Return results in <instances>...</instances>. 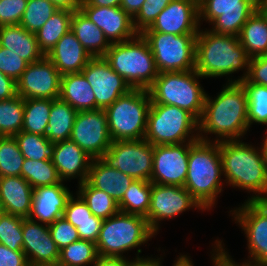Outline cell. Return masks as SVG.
<instances>
[{
	"label": "cell",
	"instance_id": "cell-1",
	"mask_svg": "<svg viewBox=\"0 0 267 266\" xmlns=\"http://www.w3.org/2000/svg\"><path fill=\"white\" fill-rule=\"evenodd\" d=\"M219 91L221 92L214 97L206 93L203 113L199 120V140H246L245 135L247 136L250 130L245 88L241 83H224Z\"/></svg>",
	"mask_w": 267,
	"mask_h": 266
},
{
	"label": "cell",
	"instance_id": "cell-2",
	"mask_svg": "<svg viewBox=\"0 0 267 266\" xmlns=\"http://www.w3.org/2000/svg\"><path fill=\"white\" fill-rule=\"evenodd\" d=\"M252 144L244 140L219 142L223 179L229 188L249 193L245 201H267L265 150L262 142L261 146Z\"/></svg>",
	"mask_w": 267,
	"mask_h": 266
},
{
	"label": "cell",
	"instance_id": "cell-3",
	"mask_svg": "<svg viewBox=\"0 0 267 266\" xmlns=\"http://www.w3.org/2000/svg\"><path fill=\"white\" fill-rule=\"evenodd\" d=\"M249 60L238 36L218 34L207 27L196 35L195 70L204 79L226 77V83H240L248 76ZM240 71L241 76H232Z\"/></svg>",
	"mask_w": 267,
	"mask_h": 266
},
{
	"label": "cell",
	"instance_id": "cell-4",
	"mask_svg": "<svg viewBox=\"0 0 267 266\" xmlns=\"http://www.w3.org/2000/svg\"><path fill=\"white\" fill-rule=\"evenodd\" d=\"M221 178L219 142L196 141L189 149L184 188L208 212L216 207L218 197L226 188Z\"/></svg>",
	"mask_w": 267,
	"mask_h": 266
},
{
	"label": "cell",
	"instance_id": "cell-5",
	"mask_svg": "<svg viewBox=\"0 0 267 266\" xmlns=\"http://www.w3.org/2000/svg\"><path fill=\"white\" fill-rule=\"evenodd\" d=\"M155 236L145 217L119 211L103 220L96 242L97 252L104 257L129 258L128 252L137 249L133 259H146L151 256H140L141 247H146Z\"/></svg>",
	"mask_w": 267,
	"mask_h": 266
},
{
	"label": "cell",
	"instance_id": "cell-6",
	"mask_svg": "<svg viewBox=\"0 0 267 266\" xmlns=\"http://www.w3.org/2000/svg\"><path fill=\"white\" fill-rule=\"evenodd\" d=\"M103 57L132 89L148 90L159 74L151 48L141 33L130 40L112 43Z\"/></svg>",
	"mask_w": 267,
	"mask_h": 266
},
{
	"label": "cell",
	"instance_id": "cell-7",
	"mask_svg": "<svg viewBox=\"0 0 267 266\" xmlns=\"http://www.w3.org/2000/svg\"><path fill=\"white\" fill-rule=\"evenodd\" d=\"M202 78L196 70L159 73L153 85L148 89L151 104L177 106L200 120L206 91L200 84Z\"/></svg>",
	"mask_w": 267,
	"mask_h": 266
},
{
	"label": "cell",
	"instance_id": "cell-8",
	"mask_svg": "<svg viewBox=\"0 0 267 266\" xmlns=\"http://www.w3.org/2000/svg\"><path fill=\"white\" fill-rule=\"evenodd\" d=\"M145 140L156 145L199 140V121L188 111L167 104H150Z\"/></svg>",
	"mask_w": 267,
	"mask_h": 266
},
{
	"label": "cell",
	"instance_id": "cell-9",
	"mask_svg": "<svg viewBox=\"0 0 267 266\" xmlns=\"http://www.w3.org/2000/svg\"><path fill=\"white\" fill-rule=\"evenodd\" d=\"M150 104L148 90L131 89L106 107L104 110L112 141L144 139Z\"/></svg>",
	"mask_w": 267,
	"mask_h": 266
},
{
	"label": "cell",
	"instance_id": "cell-10",
	"mask_svg": "<svg viewBox=\"0 0 267 266\" xmlns=\"http://www.w3.org/2000/svg\"><path fill=\"white\" fill-rule=\"evenodd\" d=\"M239 206V207H238ZM228 212L247 240V259L239 263L233 260L220 239L222 252L233 262L240 265L267 266V201H244ZM225 247V248H224Z\"/></svg>",
	"mask_w": 267,
	"mask_h": 266
},
{
	"label": "cell",
	"instance_id": "cell-11",
	"mask_svg": "<svg viewBox=\"0 0 267 266\" xmlns=\"http://www.w3.org/2000/svg\"><path fill=\"white\" fill-rule=\"evenodd\" d=\"M159 73L195 70L196 35L142 32Z\"/></svg>",
	"mask_w": 267,
	"mask_h": 266
},
{
	"label": "cell",
	"instance_id": "cell-12",
	"mask_svg": "<svg viewBox=\"0 0 267 266\" xmlns=\"http://www.w3.org/2000/svg\"><path fill=\"white\" fill-rule=\"evenodd\" d=\"M154 146L145 139L113 141L101 160L134 180L150 181Z\"/></svg>",
	"mask_w": 267,
	"mask_h": 266
},
{
	"label": "cell",
	"instance_id": "cell-13",
	"mask_svg": "<svg viewBox=\"0 0 267 266\" xmlns=\"http://www.w3.org/2000/svg\"><path fill=\"white\" fill-rule=\"evenodd\" d=\"M256 10V0H204L199 5V23H209L208 29L218 34L239 36Z\"/></svg>",
	"mask_w": 267,
	"mask_h": 266
},
{
	"label": "cell",
	"instance_id": "cell-14",
	"mask_svg": "<svg viewBox=\"0 0 267 266\" xmlns=\"http://www.w3.org/2000/svg\"><path fill=\"white\" fill-rule=\"evenodd\" d=\"M191 209L206 211L184 187L152 183L150 206L145 218L156 235L162 221L173 220Z\"/></svg>",
	"mask_w": 267,
	"mask_h": 266
},
{
	"label": "cell",
	"instance_id": "cell-15",
	"mask_svg": "<svg viewBox=\"0 0 267 266\" xmlns=\"http://www.w3.org/2000/svg\"><path fill=\"white\" fill-rule=\"evenodd\" d=\"M70 140L93 159H99L113 142L104 109L77 112Z\"/></svg>",
	"mask_w": 267,
	"mask_h": 266
},
{
	"label": "cell",
	"instance_id": "cell-16",
	"mask_svg": "<svg viewBox=\"0 0 267 266\" xmlns=\"http://www.w3.org/2000/svg\"><path fill=\"white\" fill-rule=\"evenodd\" d=\"M61 74L44 56L28 64L16 81V93L23 99H57L60 96Z\"/></svg>",
	"mask_w": 267,
	"mask_h": 266
},
{
	"label": "cell",
	"instance_id": "cell-17",
	"mask_svg": "<svg viewBox=\"0 0 267 266\" xmlns=\"http://www.w3.org/2000/svg\"><path fill=\"white\" fill-rule=\"evenodd\" d=\"M92 86L95 110L105 109L132 88L119 76L104 57H93L81 71Z\"/></svg>",
	"mask_w": 267,
	"mask_h": 266
},
{
	"label": "cell",
	"instance_id": "cell-18",
	"mask_svg": "<svg viewBox=\"0 0 267 266\" xmlns=\"http://www.w3.org/2000/svg\"><path fill=\"white\" fill-rule=\"evenodd\" d=\"M194 143L154 146L150 182L184 187L188 170L189 149Z\"/></svg>",
	"mask_w": 267,
	"mask_h": 266
},
{
	"label": "cell",
	"instance_id": "cell-19",
	"mask_svg": "<svg viewBox=\"0 0 267 266\" xmlns=\"http://www.w3.org/2000/svg\"><path fill=\"white\" fill-rule=\"evenodd\" d=\"M199 6L194 0H172L143 32H162L176 35H197Z\"/></svg>",
	"mask_w": 267,
	"mask_h": 266
},
{
	"label": "cell",
	"instance_id": "cell-20",
	"mask_svg": "<svg viewBox=\"0 0 267 266\" xmlns=\"http://www.w3.org/2000/svg\"><path fill=\"white\" fill-rule=\"evenodd\" d=\"M23 252L30 266L57 265L60 250L48 225L22 217Z\"/></svg>",
	"mask_w": 267,
	"mask_h": 266
},
{
	"label": "cell",
	"instance_id": "cell-21",
	"mask_svg": "<svg viewBox=\"0 0 267 266\" xmlns=\"http://www.w3.org/2000/svg\"><path fill=\"white\" fill-rule=\"evenodd\" d=\"M80 10L103 31L111 44L130 40L138 34L133 18L120 6H80Z\"/></svg>",
	"mask_w": 267,
	"mask_h": 266
},
{
	"label": "cell",
	"instance_id": "cell-22",
	"mask_svg": "<svg viewBox=\"0 0 267 266\" xmlns=\"http://www.w3.org/2000/svg\"><path fill=\"white\" fill-rule=\"evenodd\" d=\"M65 184L61 181L59 184L36 187L28 219L50 225L63 217L66 203L73 192Z\"/></svg>",
	"mask_w": 267,
	"mask_h": 266
},
{
	"label": "cell",
	"instance_id": "cell-23",
	"mask_svg": "<svg viewBox=\"0 0 267 266\" xmlns=\"http://www.w3.org/2000/svg\"><path fill=\"white\" fill-rule=\"evenodd\" d=\"M51 159L62 182L77 179L79 185L87 181L93 158L75 142L69 139L54 143Z\"/></svg>",
	"mask_w": 267,
	"mask_h": 266
},
{
	"label": "cell",
	"instance_id": "cell-24",
	"mask_svg": "<svg viewBox=\"0 0 267 266\" xmlns=\"http://www.w3.org/2000/svg\"><path fill=\"white\" fill-rule=\"evenodd\" d=\"M45 56L61 75L80 73L93 58L71 30L64 34Z\"/></svg>",
	"mask_w": 267,
	"mask_h": 266
},
{
	"label": "cell",
	"instance_id": "cell-25",
	"mask_svg": "<svg viewBox=\"0 0 267 266\" xmlns=\"http://www.w3.org/2000/svg\"><path fill=\"white\" fill-rule=\"evenodd\" d=\"M34 189L21 176L0 177V199L5 213L28 218Z\"/></svg>",
	"mask_w": 267,
	"mask_h": 266
},
{
	"label": "cell",
	"instance_id": "cell-26",
	"mask_svg": "<svg viewBox=\"0 0 267 266\" xmlns=\"http://www.w3.org/2000/svg\"><path fill=\"white\" fill-rule=\"evenodd\" d=\"M134 179L118 169L106 165L100 158L93 159L87 182L94 188L106 192L119 202Z\"/></svg>",
	"mask_w": 267,
	"mask_h": 266
},
{
	"label": "cell",
	"instance_id": "cell-27",
	"mask_svg": "<svg viewBox=\"0 0 267 266\" xmlns=\"http://www.w3.org/2000/svg\"><path fill=\"white\" fill-rule=\"evenodd\" d=\"M0 47L10 50L29 64L45 56L35 33L27 31L20 24L0 27Z\"/></svg>",
	"mask_w": 267,
	"mask_h": 266
},
{
	"label": "cell",
	"instance_id": "cell-28",
	"mask_svg": "<svg viewBox=\"0 0 267 266\" xmlns=\"http://www.w3.org/2000/svg\"><path fill=\"white\" fill-rule=\"evenodd\" d=\"M71 31L92 57H103L111 46L103 31L81 10L72 14Z\"/></svg>",
	"mask_w": 267,
	"mask_h": 266
},
{
	"label": "cell",
	"instance_id": "cell-29",
	"mask_svg": "<svg viewBox=\"0 0 267 266\" xmlns=\"http://www.w3.org/2000/svg\"><path fill=\"white\" fill-rule=\"evenodd\" d=\"M59 98L78 112L95 110V95L92 86L81 72L61 76Z\"/></svg>",
	"mask_w": 267,
	"mask_h": 266
},
{
	"label": "cell",
	"instance_id": "cell-30",
	"mask_svg": "<svg viewBox=\"0 0 267 266\" xmlns=\"http://www.w3.org/2000/svg\"><path fill=\"white\" fill-rule=\"evenodd\" d=\"M238 38L250 58L267 55V14L257 9L243 25Z\"/></svg>",
	"mask_w": 267,
	"mask_h": 266
},
{
	"label": "cell",
	"instance_id": "cell-31",
	"mask_svg": "<svg viewBox=\"0 0 267 266\" xmlns=\"http://www.w3.org/2000/svg\"><path fill=\"white\" fill-rule=\"evenodd\" d=\"M77 112L70 104L60 98L52 99L46 132L47 139L52 143L69 140Z\"/></svg>",
	"mask_w": 267,
	"mask_h": 266
},
{
	"label": "cell",
	"instance_id": "cell-32",
	"mask_svg": "<svg viewBox=\"0 0 267 266\" xmlns=\"http://www.w3.org/2000/svg\"><path fill=\"white\" fill-rule=\"evenodd\" d=\"M72 11L58 10L35 32L40 50L47 55L64 34L71 30Z\"/></svg>",
	"mask_w": 267,
	"mask_h": 266
},
{
	"label": "cell",
	"instance_id": "cell-33",
	"mask_svg": "<svg viewBox=\"0 0 267 266\" xmlns=\"http://www.w3.org/2000/svg\"><path fill=\"white\" fill-rule=\"evenodd\" d=\"M151 188L150 181L134 180L118 202L119 211L146 217L150 206Z\"/></svg>",
	"mask_w": 267,
	"mask_h": 266
},
{
	"label": "cell",
	"instance_id": "cell-34",
	"mask_svg": "<svg viewBox=\"0 0 267 266\" xmlns=\"http://www.w3.org/2000/svg\"><path fill=\"white\" fill-rule=\"evenodd\" d=\"M51 99H24L22 131L46 136Z\"/></svg>",
	"mask_w": 267,
	"mask_h": 266
},
{
	"label": "cell",
	"instance_id": "cell-35",
	"mask_svg": "<svg viewBox=\"0 0 267 266\" xmlns=\"http://www.w3.org/2000/svg\"><path fill=\"white\" fill-rule=\"evenodd\" d=\"M77 193L86 202L93 215L107 219L119 212L118 202L104 191L92 187L87 181L77 185Z\"/></svg>",
	"mask_w": 267,
	"mask_h": 266
},
{
	"label": "cell",
	"instance_id": "cell-36",
	"mask_svg": "<svg viewBox=\"0 0 267 266\" xmlns=\"http://www.w3.org/2000/svg\"><path fill=\"white\" fill-rule=\"evenodd\" d=\"M21 177L25 179L33 189L40 186L59 184L61 182L52 159L34 161L25 158L21 170Z\"/></svg>",
	"mask_w": 267,
	"mask_h": 266
},
{
	"label": "cell",
	"instance_id": "cell-37",
	"mask_svg": "<svg viewBox=\"0 0 267 266\" xmlns=\"http://www.w3.org/2000/svg\"><path fill=\"white\" fill-rule=\"evenodd\" d=\"M96 243L79 239L60 250L59 266H93L98 258Z\"/></svg>",
	"mask_w": 267,
	"mask_h": 266
},
{
	"label": "cell",
	"instance_id": "cell-38",
	"mask_svg": "<svg viewBox=\"0 0 267 266\" xmlns=\"http://www.w3.org/2000/svg\"><path fill=\"white\" fill-rule=\"evenodd\" d=\"M24 99L18 94L0 101V136H15L22 131Z\"/></svg>",
	"mask_w": 267,
	"mask_h": 266
},
{
	"label": "cell",
	"instance_id": "cell-39",
	"mask_svg": "<svg viewBox=\"0 0 267 266\" xmlns=\"http://www.w3.org/2000/svg\"><path fill=\"white\" fill-rule=\"evenodd\" d=\"M14 138L25 158L34 161L51 159L54 143L50 142L46 136L20 131Z\"/></svg>",
	"mask_w": 267,
	"mask_h": 266
},
{
	"label": "cell",
	"instance_id": "cell-40",
	"mask_svg": "<svg viewBox=\"0 0 267 266\" xmlns=\"http://www.w3.org/2000/svg\"><path fill=\"white\" fill-rule=\"evenodd\" d=\"M247 93L248 123L267 126V86L241 83ZM267 133V129L265 131Z\"/></svg>",
	"mask_w": 267,
	"mask_h": 266
},
{
	"label": "cell",
	"instance_id": "cell-41",
	"mask_svg": "<svg viewBox=\"0 0 267 266\" xmlns=\"http://www.w3.org/2000/svg\"><path fill=\"white\" fill-rule=\"evenodd\" d=\"M24 160L14 136H0V177L21 176Z\"/></svg>",
	"mask_w": 267,
	"mask_h": 266
},
{
	"label": "cell",
	"instance_id": "cell-42",
	"mask_svg": "<svg viewBox=\"0 0 267 266\" xmlns=\"http://www.w3.org/2000/svg\"><path fill=\"white\" fill-rule=\"evenodd\" d=\"M59 9L49 0H28L20 25L37 32Z\"/></svg>",
	"mask_w": 267,
	"mask_h": 266
},
{
	"label": "cell",
	"instance_id": "cell-43",
	"mask_svg": "<svg viewBox=\"0 0 267 266\" xmlns=\"http://www.w3.org/2000/svg\"><path fill=\"white\" fill-rule=\"evenodd\" d=\"M0 243L12 251L23 250L22 217L7 213L0 216Z\"/></svg>",
	"mask_w": 267,
	"mask_h": 266
},
{
	"label": "cell",
	"instance_id": "cell-44",
	"mask_svg": "<svg viewBox=\"0 0 267 266\" xmlns=\"http://www.w3.org/2000/svg\"><path fill=\"white\" fill-rule=\"evenodd\" d=\"M172 0H146L133 18L134 29L138 33H142L146 28H149L156 20L157 16Z\"/></svg>",
	"mask_w": 267,
	"mask_h": 266
},
{
	"label": "cell",
	"instance_id": "cell-45",
	"mask_svg": "<svg viewBox=\"0 0 267 266\" xmlns=\"http://www.w3.org/2000/svg\"><path fill=\"white\" fill-rule=\"evenodd\" d=\"M48 228L59 250L80 239L77 229L64 216L48 225Z\"/></svg>",
	"mask_w": 267,
	"mask_h": 266
},
{
	"label": "cell",
	"instance_id": "cell-46",
	"mask_svg": "<svg viewBox=\"0 0 267 266\" xmlns=\"http://www.w3.org/2000/svg\"><path fill=\"white\" fill-rule=\"evenodd\" d=\"M28 64L15 53L0 47V71L11 77L15 82L22 76Z\"/></svg>",
	"mask_w": 267,
	"mask_h": 266
},
{
	"label": "cell",
	"instance_id": "cell-47",
	"mask_svg": "<svg viewBox=\"0 0 267 266\" xmlns=\"http://www.w3.org/2000/svg\"><path fill=\"white\" fill-rule=\"evenodd\" d=\"M74 194L69 197L63 216L68 222L94 221V215L86 202L77 192Z\"/></svg>",
	"mask_w": 267,
	"mask_h": 266
},
{
	"label": "cell",
	"instance_id": "cell-48",
	"mask_svg": "<svg viewBox=\"0 0 267 266\" xmlns=\"http://www.w3.org/2000/svg\"><path fill=\"white\" fill-rule=\"evenodd\" d=\"M28 0H0V27L20 24Z\"/></svg>",
	"mask_w": 267,
	"mask_h": 266
},
{
	"label": "cell",
	"instance_id": "cell-49",
	"mask_svg": "<svg viewBox=\"0 0 267 266\" xmlns=\"http://www.w3.org/2000/svg\"><path fill=\"white\" fill-rule=\"evenodd\" d=\"M240 83L267 86V55L250 58L248 76Z\"/></svg>",
	"mask_w": 267,
	"mask_h": 266
},
{
	"label": "cell",
	"instance_id": "cell-50",
	"mask_svg": "<svg viewBox=\"0 0 267 266\" xmlns=\"http://www.w3.org/2000/svg\"><path fill=\"white\" fill-rule=\"evenodd\" d=\"M103 219L94 215V221L70 222L78 231L80 239L97 242Z\"/></svg>",
	"mask_w": 267,
	"mask_h": 266
},
{
	"label": "cell",
	"instance_id": "cell-51",
	"mask_svg": "<svg viewBox=\"0 0 267 266\" xmlns=\"http://www.w3.org/2000/svg\"><path fill=\"white\" fill-rule=\"evenodd\" d=\"M0 266H30L23 250L12 251L0 243Z\"/></svg>",
	"mask_w": 267,
	"mask_h": 266
},
{
	"label": "cell",
	"instance_id": "cell-52",
	"mask_svg": "<svg viewBox=\"0 0 267 266\" xmlns=\"http://www.w3.org/2000/svg\"><path fill=\"white\" fill-rule=\"evenodd\" d=\"M210 259L213 266H243L230 260L223 252L219 237L211 243Z\"/></svg>",
	"mask_w": 267,
	"mask_h": 266
},
{
	"label": "cell",
	"instance_id": "cell-53",
	"mask_svg": "<svg viewBox=\"0 0 267 266\" xmlns=\"http://www.w3.org/2000/svg\"><path fill=\"white\" fill-rule=\"evenodd\" d=\"M16 82L0 71V101L16 96Z\"/></svg>",
	"mask_w": 267,
	"mask_h": 266
},
{
	"label": "cell",
	"instance_id": "cell-54",
	"mask_svg": "<svg viewBox=\"0 0 267 266\" xmlns=\"http://www.w3.org/2000/svg\"><path fill=\"white\" fill-rule=\"evenodd\" d=\"M134 261L130 258L98 256L93 266H131Z\"/></svg>",
	"mask_w": 267,
	"mask_h": 266
},
{
	"label": "cell",
	"instance_id": "cell-55",
	"mask_svg": "<svg viewBox=\"0 0 267 266\" xmlns=\"http://www.w3.org/2000/svg\"><path fill=\"white\" fill-rule=\"evenodd\" d=\"M146 0H122L120 7L134 18Z\"/></svg>",
	"mask_w": 267,
	"mask_h": 266
},
{
	"label": "cell",
	"instance_id": "cell-56",
	"mask_svg": "<svg viewBox=\"0 0 267 266\" xmlns=\"http://www.w3.org/2000/svg\"><path fill=\"white\" fill-rule=\"evenodd\" d=\"M59 10L77 11L80 10L82 0H49Z\"/></svg>",
	"mask_w": 267,
	"mask_h": 266
},
{
	"label": "cell",
	"instance_id": "cell-57",
	"mask_svg": "<svg viewBox=\"0 0 267 266\" xmlns=\"http://www.w3.org/2000/svg\"><path fill=\"white\" fill-rule=\"evenodd\" d=\"M122 0H82L81 6L116 7Z\"/></svg>",
	"mask_w": 267,
	"mask_h": 266
},
{
	"label": "cell",
	"instance_id": "cell-58",
	"mask_svg": "<svg viewBox=\"0 0 267 266\" xmlns=\"http://www.w3.org/2000/svg\"><path fill=\"white\" fill-rule=\"evenodd\" d=\"M164 254L162 256V254H160V266H164L163 265V259H164ZM172 266H194L193 260L191 258V256H188L187 254H179L177 255V257H175L174 263L172 264Z\"/></svg>",
	"mask_w": 267,
	"mask_h": 266
},
{
	"label": "cell",
	"instance_id": "cell-59",
	"mask_svg": "<svg viewBox=\"0 0 267 266\" xmlns=\"http://www.w3.org/2000/svg\"><path fill=\"white\" fill-rule=\"evenodd\" d=\"M131 266H160V254L159 256L153 254L151 257L146 258V259H140V260H135Z\"/></svg>",
	"mask_w": 267,
	"mask_h": 266
},
{
	"label": "cell",
	"instance_id": "cell-60",
	"mask_svg": "<svg viewBox=\"0 0 267 266\" xmlns=\"http://www.w3.org/2000/svg\"><path fill=\"white\" fill-rule=\"evenodd\" d=\"M257 9L264 14H267V0H259L257 2Z\"/></svg>",
	"mask_w": 267,
	"mask_h": 266
},
{
	"label": "cell",
	"instance_id": "cell-61",
	"mask_svg": "<svg viewBox=\"0 0 267 266\" xmlns=\"http://www.w3.org/2000/svg\"><path fill=\"white\" fill-rule=\"evenodd\" d=\"M261 139H263L262 143H263V147H264L265 155H266V160H267V133H265L264 137Z\"/></svg>",
	"mask_w": 267,
	"mask_h": 266
},
{
	"label": "cell",
	"instance_id": "cell-62",
	"mask_svg": "<svg viewBox=\"0 0 267 266\" xmlns=\"http://www.w3.org/2000/svg\"><path fill=\"white\" fill-rule=\"evenodd\" d=\"M4 213H5V211L3 208L2 200L0 199V216H2Z\"/></svg>",
	"mask_w": 267,
	"mask_h": 266
},
{
	"label": "cell",
	"instance_id": "cell-63",
	"mask_svg": "<svg viewBox=\"0 0 267 266\" xmlns=\"http://www.w3.org/2000/svg\"><path fill=\"white\" fill-rule=\"evenodd\" d=\"M196 4L199 6L204 0H194Z\"/></svg>",
	"mask_w": 267,
	"mask_h": 266
}]
</instances>
